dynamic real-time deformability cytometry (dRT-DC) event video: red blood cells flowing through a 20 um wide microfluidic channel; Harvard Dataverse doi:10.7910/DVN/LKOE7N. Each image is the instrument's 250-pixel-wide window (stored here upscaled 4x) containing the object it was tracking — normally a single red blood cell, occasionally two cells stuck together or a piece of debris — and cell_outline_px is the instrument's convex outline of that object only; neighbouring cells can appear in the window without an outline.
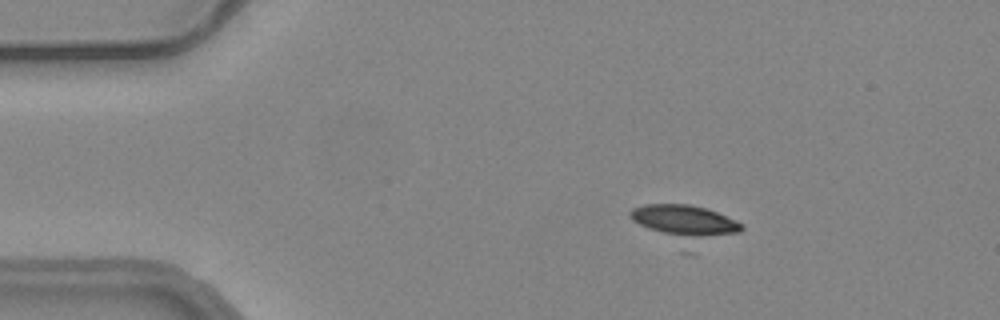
{"species": "common noctule bat (a hibernating species)", "species_latin": "Nyctalus noctula", "temperature_condition": "warm", "stored_images_in_passage": 47, "camera_frame_rate_fps": 3000, "um_per_image_px": 0.085, "animal": {"sex": "female", "body_mass_g": 24.6, "forearm_length_mm": 56.2}, "frame": {"image": 1, "passage_image": 1, "time_ms": 0.0, "image_size_px": [1000, 320], "cell_outline_px": [[744, 228], [740, 232], [692, 236], [680, 236], [648, 228], [632, 220], [628, 216], [628, 212], [632, 208], [644, 204], [688, 204], [704, 208], [716, 212], [744, 224]], "centroid_in_image_um": [58.11, 18.69], "position_along_channel_um": 26.9, "area_um2": 19.19}}
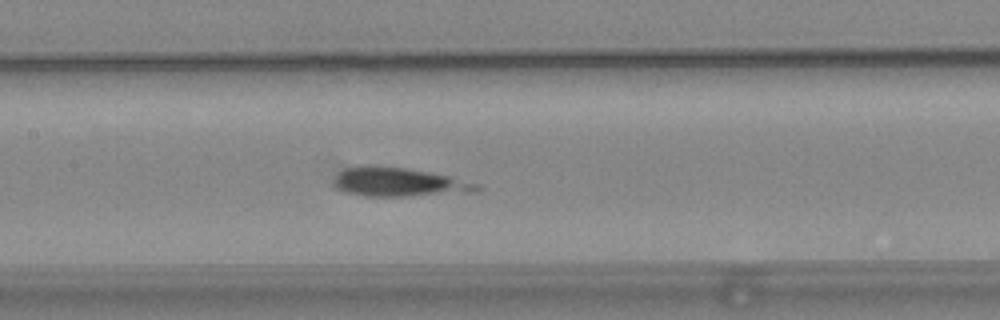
{"frame": {"image": 2, "passage_image": 18, "time_ms": 5.667, "image_size_px": [1000, 320], "cell_outline_px": [[480, 192], [412, 196], [364, 196], [344, 192], [336, 188], [332, 184], [336, 176], [344, 168], [364, 164], [376, 164], [404, 168], [428, 172], [448, 176], [480, 184]], "centroid_in_image_um": [33.87, 15.48], "position_along_channel_um": 173.5, "area_um2": 24.51}}
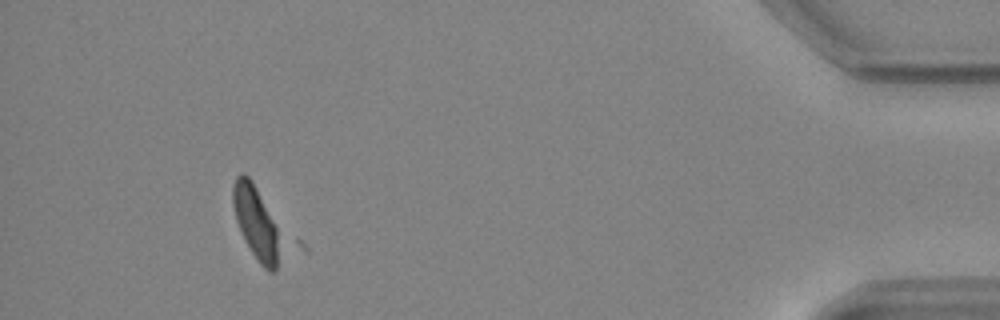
{"frame": {"image": 3, "passage_image": 43, "time_ms": 14.0, "image_size_px": [1000, 320], "cell_outline_px": [[284, 240], [276, 268], [272, 272], [268, 272], [260, 264], [244, 240], [240, 232], [236, 220], [232, 204], [232, 184], [236, 176], [240, 172], [244, 172], [252, 180]], "centroid_in_image_um": [21.77, 18.93], "position_along_channel_um": 413.4, "area_um2": 20.52}}